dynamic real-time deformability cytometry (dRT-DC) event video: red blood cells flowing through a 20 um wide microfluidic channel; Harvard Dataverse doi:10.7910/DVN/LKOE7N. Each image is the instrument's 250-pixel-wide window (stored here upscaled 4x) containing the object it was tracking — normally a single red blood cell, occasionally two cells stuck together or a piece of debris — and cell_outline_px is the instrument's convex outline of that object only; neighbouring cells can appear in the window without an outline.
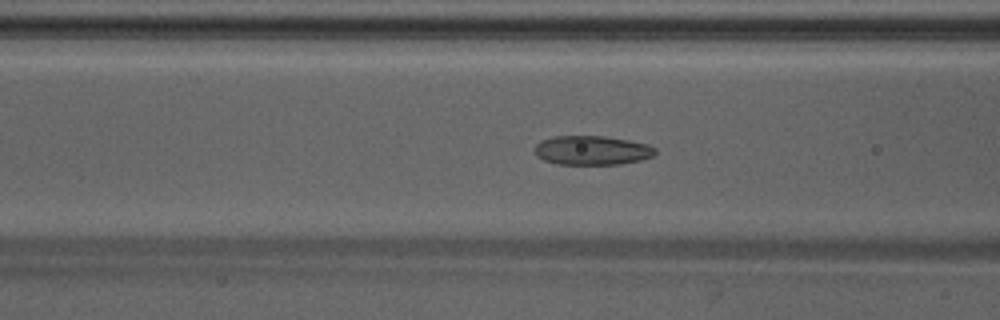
{"species": "Egyptian fruit bat (a non-hibernating species)", "species_latin": "Rousettus aegyptiacus", "temperature_condition": "warm", "stored_images_in_passage": 49, "camera_frame_rate_fps": 3000, "um_per_image_px": 0.085, "animal": {"sex": "male"}, "frame": {"image": 1, "passage_image": 20, "time_ms": 6.333, "image_size_px": [1000, 320], "cell_outline_px": [[656, 152], [652, 156], [640, 160], [620, 164], [556, 164], [544, 160], [536, 156], [536, 144], [540, 140], [556, 136], [604, 136], [628, 140], [648, 144], [656, 148]], "centroid_in_image_um": [50.32, 12.77], "position_along_channel_um": 116.3, "area_um2": 20.46}}
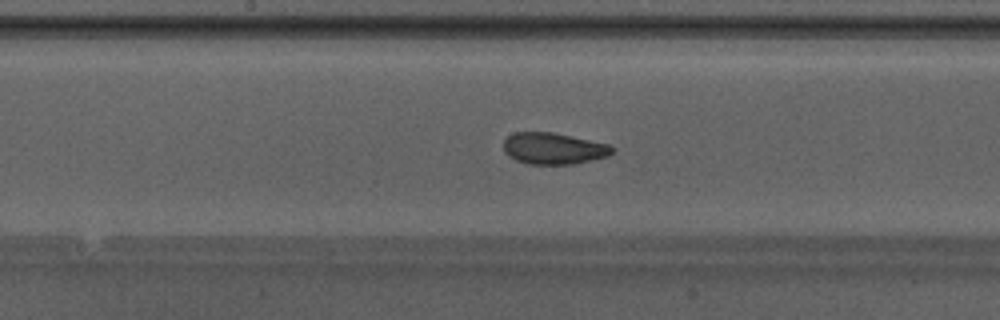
{"frame": {"image": 2, "passage_image": 26, "time_ms": 8.333, "image_size_px": [1000, 320], "cell_outline_px": [[616, 148], [608, 156], [576, 164], [528, 164], [516, 160], [508, 156], [504, 152], [504, 140], [512, 132], [552, 132], [572, 136], [608, 144]], "centroid_in_image_um": [47.04, 12.62], "position_along_channel_um": 201.2, "area_um2": 20.06}}
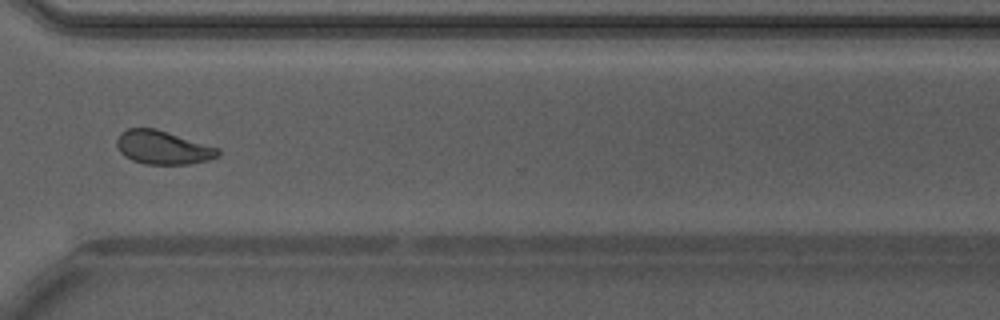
{"frame": {"image": 3, "passage_image": 37, "time_ms": 12.0, "image_size_px": [1000, 320], "cell_outline_px": [[220, 156], [208, 160], [188, 164], [144, 164], [132, 160], [124, 156], [120, 152], [116, 144], [116, 140], [120, 132], [128, 128], [156, 128], [220, 148]], "centroid_in_image_um": [13.84, 12.53], "position_along_channel_um": 356.8, "area_um2": 20.0}, "authors_computed_cell_mechanics": {"area_um2": 20.3456, "velocity_mm_per_s": 4.2393, "shape_relaxation_time_tau1_ms": 3.8584, "shape_relaxation_time_tau2_ms": 0.8842, "deformation_change_tau1": 0.1297, "deformation_change_tau2": 0.052}}